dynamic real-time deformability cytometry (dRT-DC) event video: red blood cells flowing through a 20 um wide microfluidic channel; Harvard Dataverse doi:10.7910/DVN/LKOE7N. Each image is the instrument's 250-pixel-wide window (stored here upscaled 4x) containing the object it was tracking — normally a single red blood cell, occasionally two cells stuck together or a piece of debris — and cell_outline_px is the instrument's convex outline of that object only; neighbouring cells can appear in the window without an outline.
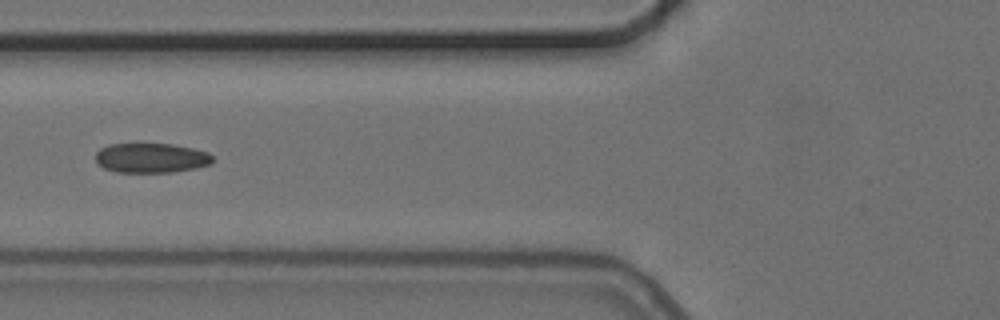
{"species": "common noctule bat (a hibernating species)", "species_latin": "Nyctalus noctula", "temperature_condition": "cold", "stored_images_in_passage": 8, "camera_frame_rate_fps": 3000, "um_per_image_px": 0.085, "animal": {"sex": "female", "body_mass_g": 24.6, "forearm_length_mm": 56.2}, "frame": {"image": 1, "passage_image": 5, "time_ms": 6.0, "image_size_px": [1000, 320], "cell_outline_px": [[216, 160], [212, 164], [196, 168], [172, 172], [116, 172], [104, 168], [96, 160], [96, 152], [100, 148], [108, 144], [140, 140], [172, 144], [192, 148], [208, 152]], "centroid_in_image_um": [12.84, 13.37], "position_along_channel_um": 113.0, "area_um2": 21.27}}
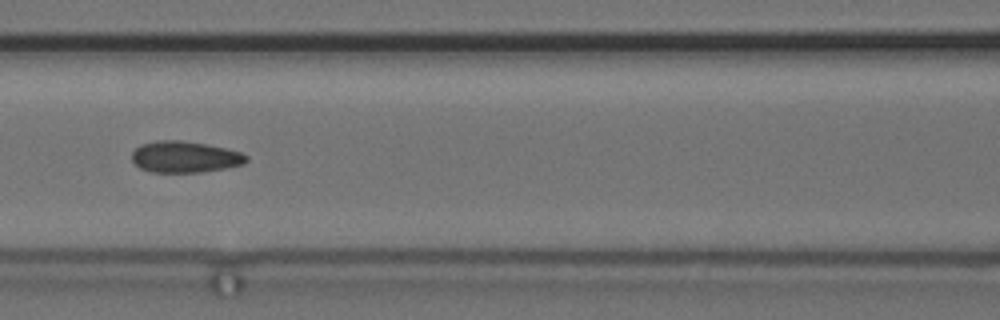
{"frame": {"image": 2, "passage_image": 6, "time_ms": 7.0, "image_size_px": [1000, 320], "cell_outline_px": [[248, 160], [244, 164], [224, 168], [200, 172], [152, 172], [140, 168], [132, 160], [132, 152], [140, 144], [156, 140], [180, 140], [204, 144], [224, 148], [240, 152], [248, 156]], "centroid_in_image_um": [15.69, 13.33], "position_along_channel_um": 150.9, "area_um2": 20.81}}
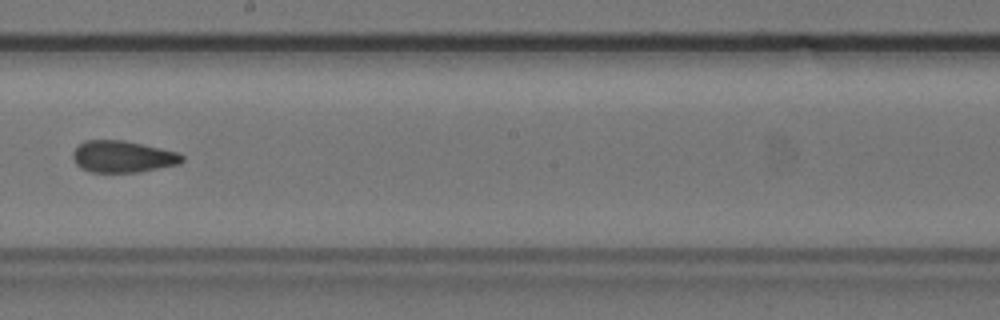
{"frame": {"image": 3, "passage_image": 8, "time_ms": 9.333, "image_size_px": [1000, 320], "cell_outline_px": [[184, 160], [180, 164], [140, 172], [92, 172], [80, 168], [76, 164], [72, 156], [72, 152], [84, 140], [124, 140], [180, 152], [184, 156]], "centroid_in_image_um": [10.46, 13.31], "position_along_channel_um": 237.7, "area_um2": 20.4}}